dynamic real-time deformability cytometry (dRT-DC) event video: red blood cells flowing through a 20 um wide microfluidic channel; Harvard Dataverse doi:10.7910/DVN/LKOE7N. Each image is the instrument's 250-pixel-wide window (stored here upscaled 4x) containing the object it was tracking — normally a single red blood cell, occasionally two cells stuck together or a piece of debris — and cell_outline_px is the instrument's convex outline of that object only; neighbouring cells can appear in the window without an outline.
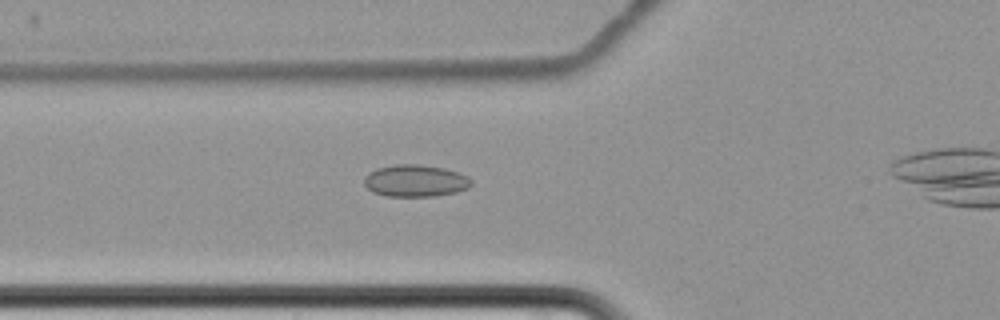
{"species": "common noctule bat (a hibernating species)", "species_latin": "Nyctalus noctula", "temperature_condition": "cold", "stored_images_in_passage": 5, "camera_frame_rate_fps": 3000, "um_per_image_px": 0.085, "animal": {"sex": "female", "body_mass_g": 22.7, "forearm_length_mm": 54.2}, "frame": {"image": 1, "passage_image": 4, "time_ms": 3.667, "image_size_px": [1000, 320], "cell_outline_px": [[472, 184], [468, 188], [456, 192], [436, 196], [388, 196], [372, 192], [364, 184], [364, 176], [368, 172], [376, 168], [392, 164], [420, 164], [444, 168], [468, 176], [472, 180]], "centroid_in_image_um": [35.29, 15.35], "position_along_channel_um": 90.5, "area_um2": 20.17}}